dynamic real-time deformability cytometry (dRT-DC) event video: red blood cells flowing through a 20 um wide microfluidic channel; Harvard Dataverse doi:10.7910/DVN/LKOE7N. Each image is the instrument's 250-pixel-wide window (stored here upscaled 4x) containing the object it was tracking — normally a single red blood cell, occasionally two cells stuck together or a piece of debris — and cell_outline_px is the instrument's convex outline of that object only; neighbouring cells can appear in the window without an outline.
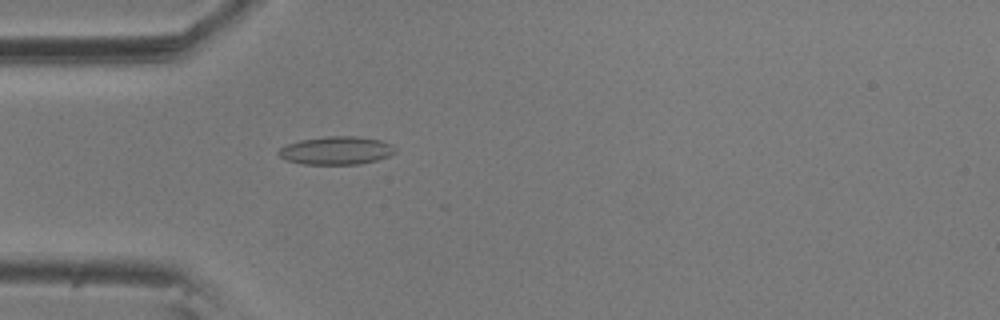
{"species": "common noctule bat (a hibernating species)", "species_latin": "Nyctalus noctula", "temperature_condition": "room temperature", "stored_images_in_passage": 1, "camera_frame_rate_fps": 3000, "um_per_image_px": 0.085, "animal": {"sex": "male", "body_mass_g": 20.5, "forearm_length_mm": 52.5}, "frame": {"image": 1, "passage_image": 1, "time_ms": 0.0, "image_size_px": [1000, 320], "cell_outline_px": [[396, 152], [388, 156], [376, 160], [360, 164], [304, 164], [284, 160], [276, 152], [280, 148], [288, 144], [300, 140], [328, 136], [360, 136], [380, 140], [392, 144], [396, 148]], "centroid_in_image_um": [28.59, 12.79], "position_along_channel_um": 56.4, "area_um2": 19.19}}